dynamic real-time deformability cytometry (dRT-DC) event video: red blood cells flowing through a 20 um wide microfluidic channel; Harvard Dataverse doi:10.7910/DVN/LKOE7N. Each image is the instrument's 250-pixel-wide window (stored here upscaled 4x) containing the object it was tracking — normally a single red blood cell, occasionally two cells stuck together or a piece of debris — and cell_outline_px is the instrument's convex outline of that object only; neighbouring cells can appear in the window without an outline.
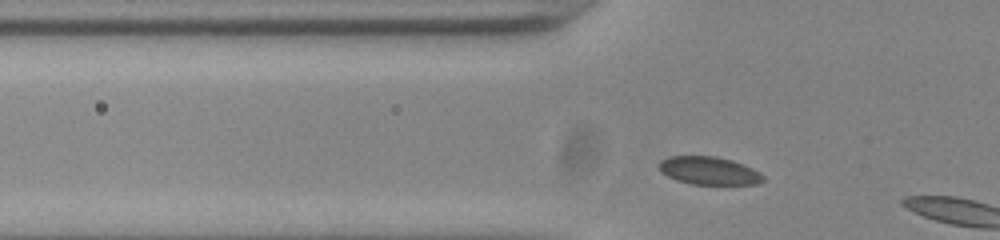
{"species": "common noctule bat (a hibernating species)", "species_latin": "Nyctalus noctula", "temperature_condition": "room temperature", "stored_images_in_passage": 6, "camera_frame_rate_fps": 3000, "um_per_image_px": 0.085, "animal": {"sex": "male", "body_mass_g": 20.0, "forearm_length_mm": 53.3}, "frame": {"image": 1, "passage_image": 5, "time_ms": 1.333, "image_size_px": [1000, 240], "cell_outline_px": [[764, 180], [756, 184], [692, 184], [676, 180], [660, 172], [660, 160], [668, 156], [716, 156], [732, 160], [744, 164], [760, 172], [764, 176]], "centroid_in_image_um": [60.26, 14.5], "position_along_channel_um": 65.5, "area_um2": 16.99}}